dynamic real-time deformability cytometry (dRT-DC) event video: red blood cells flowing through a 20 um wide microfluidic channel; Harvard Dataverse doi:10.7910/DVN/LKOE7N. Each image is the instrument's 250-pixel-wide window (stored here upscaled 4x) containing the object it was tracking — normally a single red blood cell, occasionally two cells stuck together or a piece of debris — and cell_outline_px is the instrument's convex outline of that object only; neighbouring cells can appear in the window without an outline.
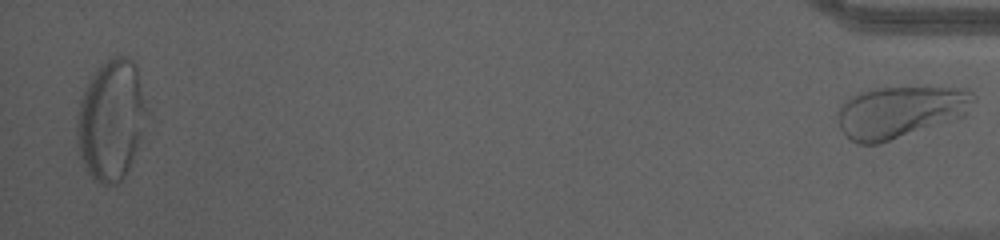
{"species": "human", "species_latin": "Homo sapiens", "temperature_condition": "cold", "stored_images_in_passage": 57, "segment_of_instrument_passage": [2, 2], "camera_frame_rate_fps": 3000, "um_per_image_px": 0.085, "donor": {"sex": "male"}, "frame": {"image": 1, "passage_image": 57, "time_ms": 18.667, "image_size_px": [1000, 240], "cell_outline_px": [[976, 96], [964, 116], [880, 144], [860, 144], [848, 140], [840, 128], [840, 108], [848, 100], [864, 92], [876, 88], [968, 88]], "centroid_in_image_um": [76.55, 9.54], "position_along_channel_um": 358.6, "area_um2": 40.23}}